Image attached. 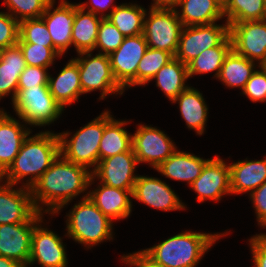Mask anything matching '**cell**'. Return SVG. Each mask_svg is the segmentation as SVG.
<instances>
[{
	"instance_id": "cell-1",
	"label": "cell",
	"mask_w": 266,
	"mask_h": 267,
	"mask_svg": "<svg viewBox=\"0 0 266 267\" xmlns=\"http://www.w3.org/2000/svg\"><path fill=\"white\" fill-rule=\"evenodd\" d=\"M89 169L72 163L61 154L48 170L30 187L34 207L42 213L43 205L49 206L45 213H58L73 197L87 190L95 177ZM39 204V205H38Z\"/></svg>"
},
{
	"instance_id": "cell-2",
	"label": "cell",
	"mask_w": 266,
	"mask_h": 267,
	"mask_svg": "<svg viewBox=\"0 0 266 267\" xmlns=\"http://www.w3.org/2000/svg\"><path fill=\"white\" fill-rule=\"evenodd\" d=\"M60 154V141L58 134L50 131L40 132L33 137H26L20 151L9 168L0 176L5 177V183L17 184L26 176L25 187L30 188L51 166Z\"/></svg>"
},
{
	"instance_id": "cell-3",
	"label": "cell",
	"mask_w": 266,
	"mask_h": 267,
	"mask_svg": "<svg viewBox=\"0 0 266 267\" xmlns=\"http://www.w3.org/2000/svg\"><path fill=\"white\" fill-rule=\"evenodd\" d=\"M223 235L187 231L142 252L158 267H195L210 246Z\"/></svg>"
},
{
	"instance_id": "cell-4",
	"label": "cell",
	"mask_w": 266,
	"mask_h": 267,
	"mask_svg": "<svg viewBox=\"0 0 266 267\" xmlns=\"http://www.w3.org/2000/svg\"><path fill=\"white\" fill-rule=\"evenodd\" d=\"M67 222V236L78 243L91 247L112 239V220L96 207L88 193L74 205Z\"/></svg>"
},
{
	"instance_id": "cell-5",
	"label": "cell",
	"mask_w": 266,
	"mask_h": 267,
	"mask_svg": "<svg viewBox=\"0 0 266 267\" xmlns=\"http://www.w3.org/2000/svg\"><path fill=\"white\" fill-rule=\"evenodd\" d=\"M104 132V112L78 130L70 140V133H59L60 154L67 160L89 169L99 163V147ZM96 165V166H95Z\"/></svg>"
},
{
	"instance_id": "cell-6",
	"label": "cell",
	"mask_w": 266,
	"mask_h": 267,
	"mask_svg": "<svg viewBox=\"0 0 266 267\" xmlns=\"http://www.w3.org/2000/svg\"><path fill=\"white\" fill-rule=\"evenodd\" d=\"M12 104L21 120L35 126L51 124L64 110L53 98L48 85L18 88V94Z\"/></svg>"
},
{
	"instance_id": "cell-7",
	"label": "cell",
	"mask_w": 266,
	"mask_h": 267,
	"mask_svg": "<svg viewBox=\"0 0 266 267\" xmlns=\"http://www.w3.org/2000/svg\"><path fill=\"white\" fill-rule=\"evenodd\" d=\"M144 17L143 35L148 47L175 56L183 29L176 8H150Z\"/></svg>"
},
{
	"instance_id": "cell-8",
	"label": "cell",
	"mask_w": 266,
	"mask_h": 267,
	"mask_svg": "<svg viewBox=\"0 0 266 267\" xmlns=\"http://www.w3.org/2000/svg\"><path fill=\"white\" fill-rule=\"evenodd\" d=\"M91 54V51L82 52L79 53L80 58L74 59L78 63L83 94L96 89L101 91L100 99H104L110 93L123 94L124 89L114 78L109 55L100 51L94 57H91ZM84 55L86 57H81Z\"/></svg>"
},
{
	"instance_id": "cell-9",
	"label": "cell",
	"mask_w": 266,
	"mask_h": 267,
	"mask_svg": "<svg viewBox=\"0 0 266 267\" xmlns=\"http://www.w3.org/2000/svg\"><path fill=\"white\" fill-rule=\"evenodd\" d=\"M229 36V23L184 26L175 58L188 64L202 51L219 46Z\"/></svg>"
},
{
	"instance_id": "cell-10",
	"label": "cell",
	"mask_w": 266,
	"mask_h": 267,
	"mask_svg": "<svg viewBox=\"0 0 266 267\" xmlns=\"http://www.w3.org/2000/svg\"><path fill=\"white\" fill-rule=\"evenodd\" d=\"M148 45L143 34L125 37L118 49L109 55L117 83L125 89L137 85V68Z\"/></svg>"
},
{
	"instance_id": "cell-11",
	"label": "cell",
	"mask_w": 266,
	"mask_h": 267,
	"mask_svg": "<svg viewBox=\"0 0 266 267\" xmlns=\"http://www.w3.org/2000/svg\"><path fill=\"white\" fill-rule=\"evenodd\" d=\"M42 215L37 211L27 222L0 225V256L27 267L33 229L36 224L42 222Z\"/></svg>"
},
{
	"instance_id": "cell-12",
	"label": "cell",
	"mask_w": 266,
	"mask_h": 267,
	"mask_svg": "<svg viewBox=\"0 0 266 267\" xmlns=\"http://www.w3.org/2000/svg\"><path fill=\"white\" fill-rule=\"evenodd\" d=\"M232 49L249 60H266V19L229 24Z\"/></svg>"
},
{
	"instance_id": "cell-13",
	"label": "cell",
	"mask_w": 266,
	"mask_h": 267,
	"mask_svg": "<svg viewBox=\"0 0 266 267\" xmlns=\"http://www.w3.org/2000/svg\"><path fill=\"white\" fill-rule=\"evenodd\" d=\"M132 148L138 164L147 162L156 169L177 147L163 131L139 124L132 135Z\"/></svg>"
},
{
	"instance_id": "cell-14",
	"label": "cell",
	"mask_w": 266,
	"mask_h": 267,
	"mask_svg": "<svg viewBox=\"0 0 266 267\" xmlns=\"http://www.w3.org/2000/svg\"><path fill=\"white\" fill-rule=\"evenodd\" d=\"M137 164V158L131 148L127 152L100 160L92 175L110 187L133 190L138 178L134 175Z\"/></svg>"
},
{
	"instance_id": "cell-15",
	"label": "cell",
	"mask_w": 266,
	"mask_h": 267,
	"mask_svg": "<svg viewBox=\"0 0 266 267\" xmlns=\"http://www.w3.org/2000/svg\"><path fill=\"white\" fill-rule=\"evenodd\" d=\"M190 187L198 194V202L220 200L223 195L231 194L230 166L218 156L210 159Z\"/></svg>"
},
{
	"instance_id": "cell-16",
	"label": "cell",
	"mask_w": 266,
	"mask_h": 267,
	"mask_svg": "<svg viewBox=\"0 0 266 267\" xmlns=\"http://www.w3.org/2000/svg\"><path fill=\"white\" fill-rule=\"evenodd\" d=\"M55 0L46 7L41 19L45 22L51 36L54 49L62 56L72 45V25L75 21V4L61 0L59 6L53 9Z\"/></svg>"
},
{
	"instance_id": "cell-17",
	"label": "cell",
	"mask_w": 266,
	"mask_h": 267,
	"mask_svg": "<svg viewBox=\"0 0 266 267\" xmlns=\"http://www.w3.org/2000/svg\"><path fill=\"white\" fill-rule=\"evenodd\" d=\"M13 186L0 185V225L27 222L37 212L30 188L23 186L15 190Z\"/></svg>"
},
{
	"instance_id": "cell-18",
	"label": "cell",
	"mask_w": 266,
	"mask_h": 267,
	"mask_svg": "<svg viewBox=\"0 0 266 267\" xmlns=\"http://www.w3.org/2000/svg\"><path fill=\"white\" fill-rule=\"evenodd\" d=\"M42 267H67L65 247L53 231L36 224L32 233L31 255L28 264L35 262Z\"/></svg>"
},
{
	"instance_id": "cell-19",
	"label": "cell",
	"mask_w": 266,
	"mask_h": 267,
	"mask_svg": "<svg viewBox=\"0 0 266 267\" xmlns=\"http://www.w3.org/2000/svg\"><path fill=\"white\" fill-rule=\"evenodd\" d=\"M132 197L150 207L163 211L184 209L179 197L165 182L154 177L138 176Z\"/></svg>"
},
{
	"instance_id": "cell-20",
	"label": "cell",
	"mask_w": 266,
	"mask_h": 267,
	"mask_svg": "<svg viewBox=\"0 0 266 267\" xmlns=\"http://www.w3.org/2000/svg\"><path fill=\"white\" fill-rule=\"evenodd\" d=\"M19 121L0 110V176L9 168L20 151L30 129H24Z\"/></svg>"
},
{
	"instance_id": "cell-21",
	"label": "cell",
	"mask_w": 266,
	"mask_h": 267,
	"mask_svg": "<svg viewBox=\"0 0 266 267\" xmlns=\"http://www.w3.org/2000/svg\"><path fill=\"white\" fill-rule=\"evenodd\" d=\"M92 192H88L89 199L109 219L127 218L131 213V199L133 190H122L103 183Z\"/></svg>"
},
{
	"instance_id": "cell-22",
	"label": "cell",
	"mask_w": 266,
	"mask_h": 267,
	"mask_svg": "<svg viewBox=\"0 0 266 267\" xmlns=\"http://www.w3.org/2000/svg\"><path fill=\"white\" fill-rule=\"evenodd\" d=\"M209 160L176 150L156 170L167 178L187 181L191 186L201 175L202 169Z\"/></svg>"
},
{
	"instance_id": "cell-23",
	"label": "cell",
	"mask_w": 266,
	"mask_h": 267,
	"mask_svg": "<svg viewBox=\"0 0 266 267\" xmlns=\"http://www.w3.org/2000/svg\"><path fill=\"white\" fill-rule=\"evenodd\" d=\"M229 166L231 194L252 193L266 181V159L238 161Z\"/></svg>"
},
{
	"instance_id": "cell-24",
	"label": "cell",
	"mask_w": 266,
	"mask_h": 267,
	"mask_svg": "<svg viewBox=\"0 0 266 267\" xmlns=\"http://www.w3.org/2000/svg\"><path fill=\"white\" fill-rule=\"evenodd\" d=\"M48 87L53 98L64 109L75 102L82 92L78 63L71 59L61 70L57 78L48 76Z\"/></svg>"
},
{
	"instance_id": "cell-25",
	"label": "cell",
	"mask_w": 266,
	"mask_h": 267,
	"mask_svg": "<svg viewBox=\"0 0 266 267\" xmlns=\"http://www.w3.org/2000/svg\"><path fill=\"white\" fill-rule=\"evenodd\" d=\"M87 4H75V21L72 25V44L77 53L92 52L95 50L100 16L85 11ZM86 12V13H85Z\"/></svg>"
},
{
	"instance_id": "cell-26",
	"label": "cell",
	"mask_w": 266,
	"mask_h": 267,
	"mask_svg": "<svg viewBox=\"0 0 266 267\" xmlns=\"http://www.w3.org/2000/svg\"><path fill=\"white\" fill-rule=\"evenodd\" d=\"M27 66L18 44L2 49L0 56V99L12 91V102L18 94L20 74Z\"/></svg>"
},
{
	"instance_id": "cell-27",
	"label": "cell",
	"mask_w": 266,
	"mask_h": 267,
	"mask_svg": "<svg viewBox=\"0 0 266 267\" xmlns=\"http://www.w3.org/2000/svg\"><path fill=\"white\" fill-rule=\"evenodd\" d=\"M182 14L177 11L183 26L209 25L224 17L220 0H180Z\"/></svg>"
},
{
	"instance_id": "cell-28",
	"label": "cell",
	"mask_w": 266,
	"mask_h": 267,
	"mask_svg": "<svg viewBox=\"0 0 266 267\" xmlns=\"http://www.w3.org/2000/svg\"><path fill=\"white\" fill-rule=\"evenodd\" d=\"M125 124L126 121L115 120L108 111L104 112V132L99 147V161L132 148V135L122 128Z\"/></svg>"
},
{
	"instance_id": "cell-29",
	"label": "cell",
	"mask_w": 266,
	"mask_h": 267,
	"mask_svg": "<svg viewBox=\"0 0 266 267\" xmlns=\"http://www.w3.org/2000/svg\"><path fill=\"white\" fill-rule=\"evenodd\" d=\"M179 103L180 113L189 129H194L198 135H202L207 121L208 107L202 94L195 88L188 87L182 91L173 103Z\"/></svg>"
},
{
	"instance_id": "cell-30",
	"label": "cell",
	"mask_w": 266,
	"mask_h": 267,
	"mask_svg": "<svg viewBox=\"0 0 266 267\" xmlns=\"http://www.w3.org/2000/svg\"><path fill=\"white\" fill-rule=\"evenodd\" d=\"M146 10L136 4H122L113 6L108 14H101L107 18L125 36H136L143 34L144 17Z\"/></svg>"
},
{
	"instance_id": "cell-31",
	"label": "cell",
	"mask_w": 266,
	"mask_h": 267,
	"mask_svg": "<svg viewBox=\"0 0 266 267\" xmlns=\"http://www.w3.org/2000/svg\"><path fill=\"white\" fill-rule=\"evenodd\" d=\"M187 65L175 57L164 65L152 79H156V86L164 91L165 96L173 101L182 91L188 88Z\"/></svg>"
},
{
	"instance_id": "cell-32",
	"label": "cell",
	"mask_w": 266,
	"mask_h": 267,
	"mask_svg": "<svg viewBox=\"0 0 266 267\" xmlns=\"http://www.w3.org/2000/svg\"><path fill=\"white\" fill-rule=\"evenodd\" d=\"M254 65V61L237 54L232 49L222 64L218 79L228 87H240L243 90L255 72Z\"/></svg>"
},
{
	"instance_id": "cell-33",
	"label": "cell",
	"mask_w": 266,
	"mask_h": 267,
	"mask_svg": "<svg viewBox=\"0 0 266 267\" xmlns=\"http://www.w3.org/2000/svg\"><path fill=\"white\" fill-rule=\"evenodd\" d=\"M232 50L230 35L219 45L202 51L196 58L187 64L188 77L216 71L215 77L220 75L222 64Z\"/></svg>"
},
{
	"instance_id": "cell-34",
	"label": "cell",
	"mask_w": 266,
	"mask_h": 267,
	"mask_svg": "<svg viewBox=\"0 0 266 267\" xmlns=\"http://www.w3.org/2000/svg\"><path fill=\"white\" fill-rule=\"evenodd\" d=\"M223 15L231 23L266 19V0H224Z\"/></svg>"
},
{
	"instance_id": "cell-35",
	"label": "cell",
	"mask_w": 266,
	"mask_h": 267,
	"mask_svg": "<svg viewBox=\"0 0 266 267\" xmlns=\"http://www.w3.org/2000/svg\"><path fill=\"white\" fill-rule=\"evenodd\" d=\"M174 56L166 51L148 47L137 68V85H146Z\"/></svg>"
},
{
	"instance_id": "cell-36",
	"label": "cell",
	"mask_w": 266,
	"mask_h": 267,
	"mask_svg": "<svg viewBox=\"0 0 266 267\" xmlns=\"http://www.w3.org/2000/svg\"><path fill=\"white\" fill-rule=\"evenodd\" d=\"M17 44L20 46L26 64L29 66L48 68L53 64L54 58L61 56L54 49V46L25 43L20 38Z\"/></svg>"
},
{
	"instance_id": "cell-37",
	"label": "cell",
	"mask_w": 266,
	"mask_h": 267,
	"mask_svg": "<svg viewBox=\"0 0 266 267\" xmlns=\"http://www.w3.org/2000/svg\"><path fill=\"white\" fill-rule=\"evenodd\" d=\"M19 38L25 43L53 46L49 31L41 18L20 21Z\"/></svg>"
},
{
	"instance_id": "cell-38",
	"label": "cell",
	"mask_w": 266,
	"mask_h": 267,
	"mask_svg": "<svg viewBox=\"0 0 266 267\" xmlns=\"http://www.w3.org/2000/svg\"><path fill=\"white\" fill-rule=\"evenodd\" d=\"M9 7L10 15L18 22L26 19L41 18L47 5L52 0H4ZM13 12V13H12ZM18 15H16V14ZM20 18V19H19Z\"/></svg>"
},
{
	"instance_id": "cell-39",
	"label": "cell",
	"mask_w": 266,
	"mask_h": 267,
	"mask_svg": "<svg viewBox=\"0 0 266 267\" xmlns=\"http://www.w3.org/2000/svg\"><path fill=\"white\" fill-rule=\"evenodd\" d=\"M124 38L125 36L109 19L102 18L98 28L95 49L99 47L103 54L110 55L118 49Z\"/></svg>"
},
{
	"instance_id": "cell-40",
	"label": "cell",
	"mask_w": 266,
	"mask_h": 267,
	"mask_svg": "<svg viewBox=\"0 0 266 267\" xmlns=\"http://www.w3.org/2000/svg\"><path fill=\"white\" fill-rule=\"evenodd\" d=\"M259 68L261 70H255L242 90L243 94L247 95L253 102L266 101V69L262 66H259Z\"/></svg>"
},
{
	"instance_id": "cell-41",
	"label": "cell",
	"mask_w": 266,
	"mask_h": 267,
	"mask_svg": "<svg viewBox=\"0 0 266 267\" xmlns=\"http://www.w3.org/2000/svg\"><path fill=\"white\" fill-rule=\"evenodd\" d=\"M19 39V22L9 13L0 12V47L16 45Z\"/></svg>"
},
{
	"instance_id": "cell-42",
	"label": "cell",
	"mask_w": 266,
	"mask_h": 267,
	"mask_svg": "<svg viewBox=\"0 0 266 267\" xmlns=\"http://www.w3.org/2000/svg\"><path fill=\"white\" fill-rule=\"evenodd\" d=\"M47 68L27 65L20 74L18 88H33L48 85Z\"/></svg>"
},
{
	"instance_id": "cell-43",
	"label": "cell",
	"mask_w": 266,
	"mask_h": 267,
	"mask_svg": "<svg viewBox=\"0 0 266 267\" xmlns=\"http://www.w3.org/2000/svg\"><path fill=\"white\" fill-rule=\"evenodd\" d=\"M250 197L254 204L258 223L261 227H266V181L250 193Z\"/></svg>"
},
{
	"instance_id": "cell-44",
	"label": "cell",
	"mask_w": 266,
	"mask_h": 267,
	"mask_svg": "<svg viewBox=\"0 0 266 267\" xmlns=\"http://www.w3.org/2000/svg\"><path fill=\"white\" fill-rule=\"evenodd\" d=\"M249 242L255 267H266V235H255Z\"/></svg>"
},
{
	"instance_id": "cell-45",
	"label": "cell",
	"mask_w": 266,
	"mask_h": 267,
	"mask_svg": "<svg viewBox=\"0 0 266 267\" xmlns=\"http://www.w3.org/2000/svg\"><path fill=\"white\" fill-rule=\"evenodd\" d=\"M122 260L127 264L136 267H158L147 255L142 251L133 254H128L122 257Z\"/></svg>"
},
{
	"instance_id": "cell-46",
	"label": "cell",
	"mask_w": 266,
	"mask_h": 267,
	"mask_svg": "<svg viewBox=\"0 0 266 267\" xmlns=\"http://www.w3.org/2000/svg\"><path fill=\"white\" fill-rule=\"evenodd\" d=\"M113 0H91L90 3L92 7L88 6L89 12H92L95 15H99L100 11L102 13L103 10L109 8V5L112 4ZM99 13V14H98Z\"/></svg>"
},
{
	"instance_id": "cell-47",
	"label": "cell",
	"mask_w": 266,
	"mask_h": 267,
	"mask_svg": "<svg viewBox=\"0 0 266 267\" xmlns=\"http://www.w3.org/2000/svg\"><path fill=\"white\" fill-rule=\"evenodd\" d=\"M151 8H176L180 0H153Z\"/></svg>"
},
{
	"instance_id": "cell-48",
	"label": "cell",
	"mask_w": 266,
	"mask_h": 267,
	"mask_svg": "<svg viewBox=\"0 0 266 267\" xmlns=\"http://www.w3.org/2000/svg\"><path fill=\"white\" fill-rule=\"evenodd\" d=\"M0 267H22L16 261L0 256Z\"/></svg>"
},
{
	"instance_id": "cell-49",
	"label": "cell",
	"mask_w": 266,
	"mask_h": 267,
	"mask_svg": "<svg viewBox=\"0 0 266 267\" xmlns=\"http://www.w3.org/2000/svg\"><path fill=\"white\" fill-rule=\"evenodd\" d=\"M261 66L266 69V60L263 62Z\"/></svg>"
}]
</instances>
